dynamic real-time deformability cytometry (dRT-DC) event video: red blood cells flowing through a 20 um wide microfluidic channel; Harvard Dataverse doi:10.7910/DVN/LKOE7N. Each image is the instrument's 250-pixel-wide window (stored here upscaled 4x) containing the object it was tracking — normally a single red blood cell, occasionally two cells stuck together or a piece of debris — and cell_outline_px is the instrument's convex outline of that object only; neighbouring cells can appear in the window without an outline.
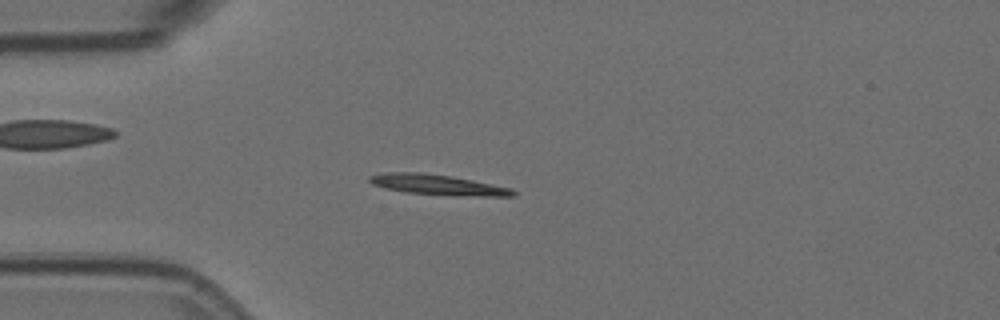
{"species": "Egyptian fruit bat (a non-hibernating species)", "species_latin": "Rousettus aegyptiacus", "temperature_condition": "room temperature", "stored_images_in_passage": 44, "camera_frame_rate_fps": 3000, "um_per_image_px": 0.085, "animal": {"sex": "female"}, "frame": {"image": 1, "passage_image": 2, "time_ms": 0.333, "image_size_px": [1000, 320], "cell_outline_px": [[516, 196], [452, 196], [408, 192], [384, 188], [372, 184], [368, 180], [368, 176], [384, 172], [420, 172], [452, 176], [512, 188], [516, 192]], "centroid_in_image_um": [37.2, 15.7], "position_along_channel_um": 47.8, "area_um2": 17.17}}
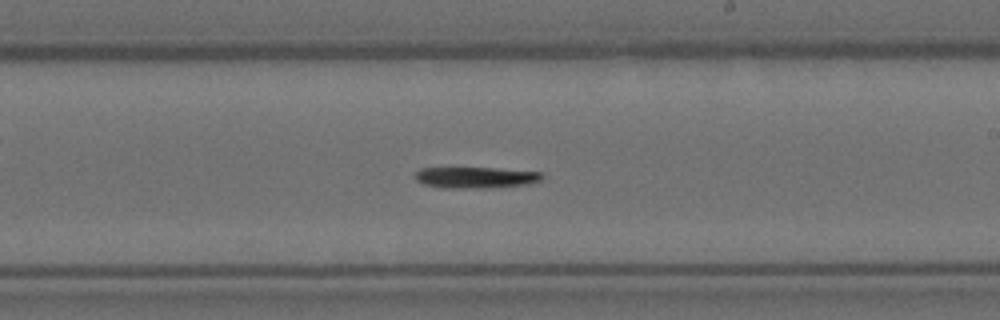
{"frame": {"image": 2, "passage_image": 20, "time_ms": 6.333, "image_size_px": [1000, 320], "cell_outline_px": [[544, 176], [540, 180], [528, 184], [492, 188], [440, 188], [424, 184], [416, 180], [412, 176], [420, 168], [496, 168], [544, 172]], "centroid_in_image_um": [40.43, 15.09], "position_along_channel_um": 248.6, "area_um2": 15.95}}
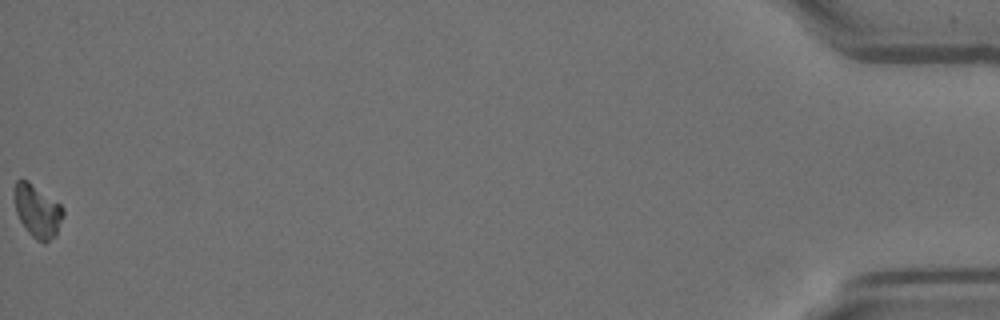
{"frame": {"image": 3, "passage_image": 44, "time_ms": 14.333, "image_size_px": [1000, 320], "cell_outline_px": [[64, 216], [56, 236], [44, 244], [36, 240], [28, 232], [20, 220], [16, 212], [16, 180], [28, 180], [60, 204], [64, 208]], "centroid_in_image_um": [3.23, 17.98], "position_along_channel_um": 432.0, "area_um2": 14.85}}